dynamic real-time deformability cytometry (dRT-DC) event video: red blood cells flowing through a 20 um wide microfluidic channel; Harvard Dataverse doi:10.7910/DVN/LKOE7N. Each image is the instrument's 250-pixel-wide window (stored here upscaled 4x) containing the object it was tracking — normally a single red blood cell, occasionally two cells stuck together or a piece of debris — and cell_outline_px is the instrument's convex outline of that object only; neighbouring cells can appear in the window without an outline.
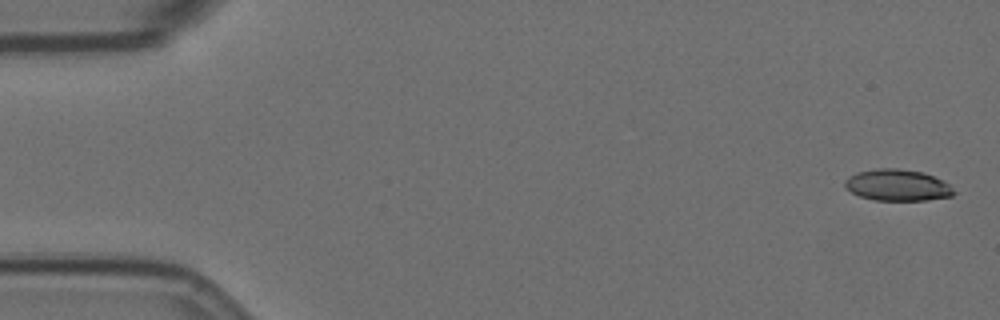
{"species": "Egyptian fruit bat (a non-hibernating species)", "species_latin": "Rousettus aegyptiacus", "temperature_condition": "room temperature", "stored_images_in_passage": 57, "camera_frame_rate_fps": 3000, "um_per_image_px": 0.085, "animal": {"sex": "female"}, "frame": {"image": 1, "passage_image": 1, "time_ms": 0.0, "image_size_px": [1000, 320], "cell_outline_px": [[956, 192], [952, 196], [924, 200], [876, 200], [860, 196], [852, 192], [844, 184], [844, 180], [848, 176], [856, 172], [876, 168], [900, 168], [924, 172], [944, 180]], "centroid_in_image_um": [76.29, 15.72], "position_along_channel_um": 8.7, "area_um2": 20.06}}
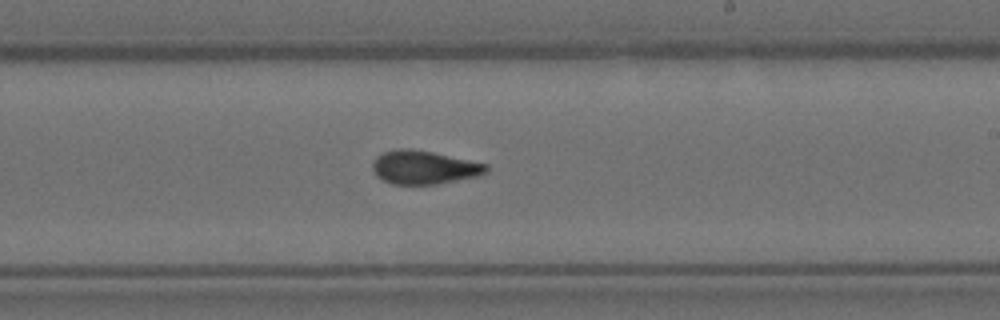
{"frame": {"image": 2, "passage_image": 33, "time_ms": 10.667, "image_size_px": [1000, 320], "cell_outline_px": [[488, 172], [476, 176], [436, 184], [392, 184], [376, 176], [372, 168], [372, 164], [376, 156], [384, 152], [400, 148], [408, 148], [432, 152], [488, 164]], "centroid_in_image_um": [36.02, 14.22], "position_along_channel_um": 253.0, "area_um2": 22.02}}
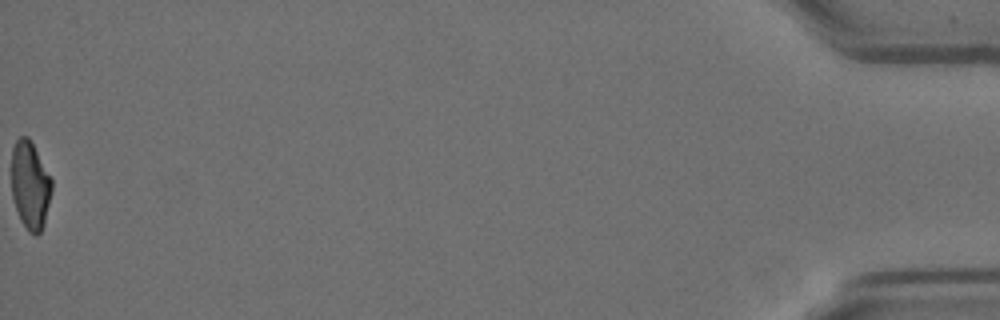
{"frame": {"image": 3, "passage_image": 57, "time_ms": 18.667, "image_size_px": [1000, 320], "cell_outline_px": [[52, 192], [44, 224], [40, 232], [36, 236], [28, 232], [20, 220], [12, 196], [12, 148], [16, 140], [20, 136], [28, 136], [52, 180]], "centroid_in_image_um": [2.56, 15.77], "position_along_channel_um": 432.6, "area_um2": 20.58}, "authors_computed_cell_mechanics": {"area_um2": 21.8484, "velocity_mm_per_s": 3.5495, "shape_relaxation_time_tau1_ms": 7.044, "shape_relaxation_time_tau2_ms": 1.7079, "deformation_change_tau1": 0.1942, "deformation_change_tau2": 0.0656}}